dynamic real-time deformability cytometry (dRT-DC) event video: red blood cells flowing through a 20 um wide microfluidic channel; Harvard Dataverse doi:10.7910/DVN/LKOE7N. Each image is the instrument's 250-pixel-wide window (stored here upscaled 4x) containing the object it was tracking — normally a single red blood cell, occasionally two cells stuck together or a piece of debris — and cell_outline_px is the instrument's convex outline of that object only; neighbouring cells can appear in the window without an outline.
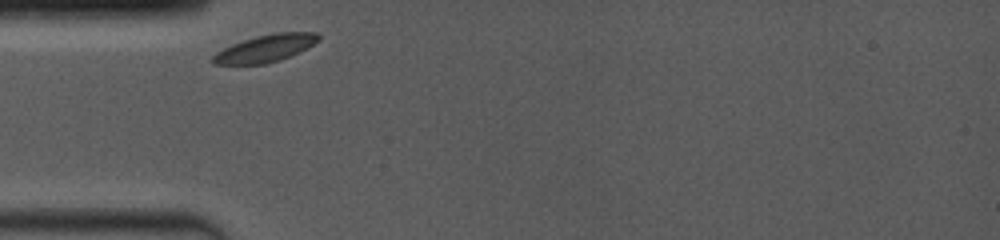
{"species": "common noctule bat (a hibernating species)", "species_latin": "Nyctalus noctula", "temperature_condition": "room temperature", "stored_images_in_passage": 7, "camera_frame_rate_fps": 4000, "um_per_image_px": 0.085, "animal": {"sex": "female", "body_mass_g": 19.0, "forearm_length_mm": 53.3}, "frame": {"image": 1, "passage_image": 1, "time_ms": 0.0, "image_size_px": [1000, 240], "cell_outline_px": [[320, 40], [300, 52], [264, 64], [216, 64], [212, 60], [212, 56], [216, 52], [232, 44], [256, 36], [276, 32], [316, 32], [320, 36]], "centroid_in_image_um": [22.58, 4.09], "position_along_channel_um": 62.4, "area_um2": 16.53}}
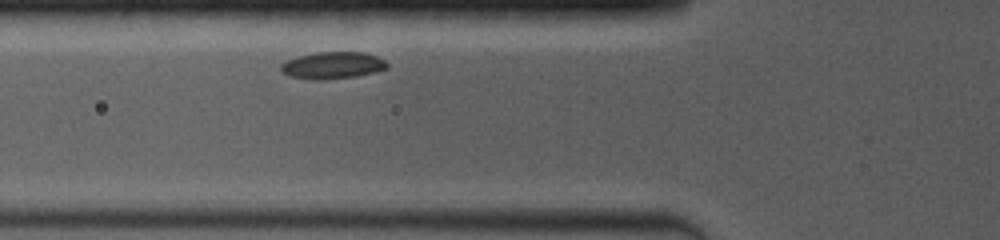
{"frame": {"image": 2, "passage_image": 4, "time_ms": 1.0, "image_size_px": [1000, 240], "cell_outline_px": [[388, 68], [356, 76], [324, 80], [312, 80], [288, 76], [280, 72], [280, 64], [296, 56], [316, 52], [364, 52], [376, 56], [384, 60], [388, 64]], "centroid_in_image_um": [28.21, 5.56], "position_along_channel_um": 97.6, "area_um2": 16.82}}
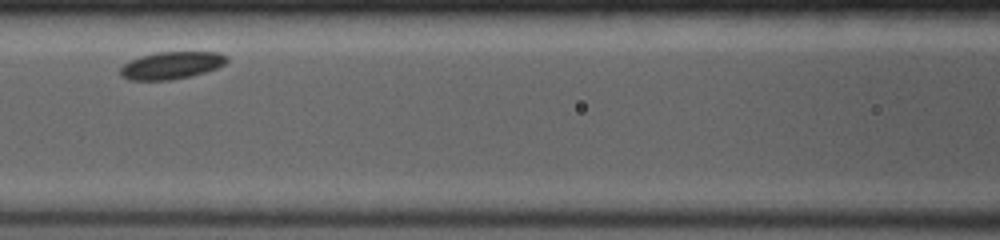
{"frame": {"image": 3, "passage_image": 6, "time_ms": 2.5, "image_size_px": [1000, 240], "cell_outline_px": [[228, 60], [224, 64], [216, 68], [192, 76], [168, 80], [128, 80], [120, 76], [120, 68], [128, 60], [140, 56], [156, 52], [220, 52], [228, 56]], "centroid_in_image_um": [14.54, 5.55], "position_along_channel_um": 152.1, "area_um2": 17.11}}